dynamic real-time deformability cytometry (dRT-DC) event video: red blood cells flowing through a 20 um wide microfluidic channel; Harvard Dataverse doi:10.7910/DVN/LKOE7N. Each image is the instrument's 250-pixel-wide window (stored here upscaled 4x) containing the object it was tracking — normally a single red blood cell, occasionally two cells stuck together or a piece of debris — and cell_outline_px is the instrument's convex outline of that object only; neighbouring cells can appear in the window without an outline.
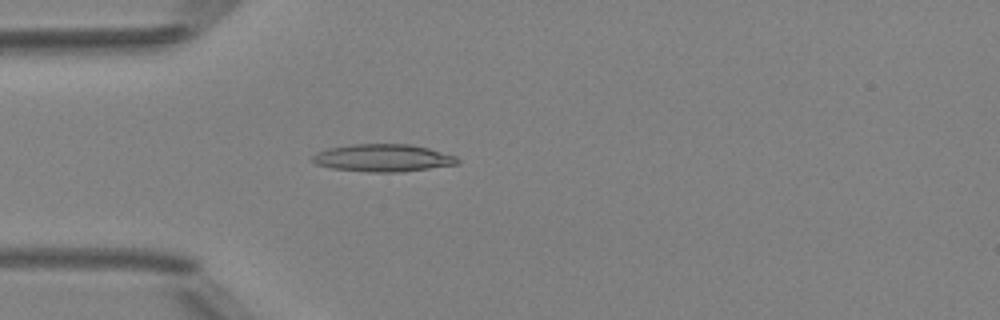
{"species": "Egyptian fruit bat (a non-hibernating species)", "species_latin": "Rousettus aegyptiacus", "temperature_condition": "room temperature", "stored_images_in_passage": 1, "camera_frame_rate_fps": 3000, "um_per_image_px": 0.085, "animal": {"sex": "female"}, "frame": {"image": 1, "passage_image": 1, "time_ms": 0.0, "image_size_px": [1000, 320], "cell_outline_px": [[460, 164], [400, 172], [368, 172], [332, 168], [316, 164], [312, 160], [312, 156], [316, 152], [328, 148], [352, 144], [412, 144], [428, 148], [456, 156], [460, 160]], "centroid_in_image_um": [32.56, 13.42], "position_along_channel_um": 52.4, "area_um2": 23.29}}